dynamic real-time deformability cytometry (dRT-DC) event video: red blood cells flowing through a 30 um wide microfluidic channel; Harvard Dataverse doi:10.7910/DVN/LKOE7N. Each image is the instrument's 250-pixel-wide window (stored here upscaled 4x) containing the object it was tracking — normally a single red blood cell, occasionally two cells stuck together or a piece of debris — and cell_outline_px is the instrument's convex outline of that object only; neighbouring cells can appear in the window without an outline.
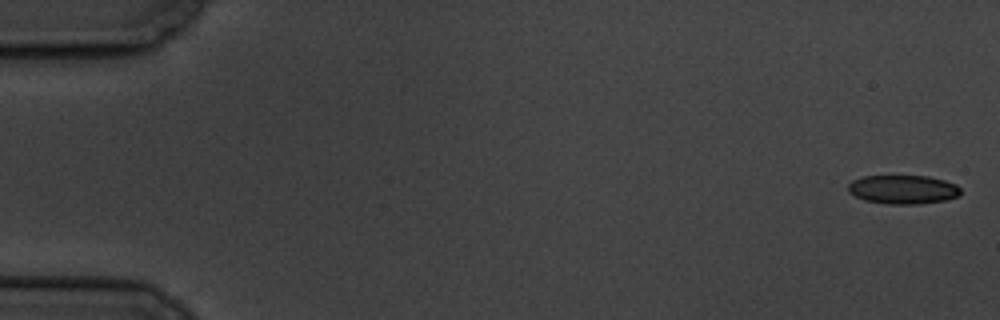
{"species": "common noctule bat (a hibernating species)", "species_latin": "Nyctalus noctula", "temperature_condition": "cold", "stored_images_in_passage": 5, "camera_frame_rate_fps": 3000, "um_per_image_px": 0.085, "animal": {"sex": "male", "body_mass_g": 19.5, "forearm_length_mm": 54.6}, "frame": {"image": 1, "passage_image": 1, "time_ms": 0.0, "image_size_px": [1000, 320], "cell_outline_px": [[960, 196], [944, 200], [916, 204], [888, 204], [864, 200], [848, 192], [848, 184], [852, 180], [864, 176], [928, 176], [944, 180], [956, 184], [960, 188]], "centroid_in_image_um": [76.75, 16.1], "position_along_channel_um": 8.2, "area_um2": 18.9}}
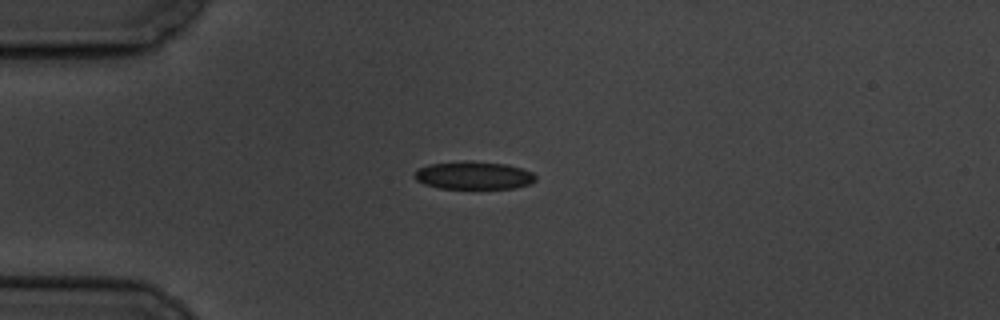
{"frame": {"image": 2, "passage_image": 5, "time_ms": 4.667, "image_size_px": [1000, 320], "cell_outline_px": [[536, 180], [532, 184], [516, 188], [440, 188], [424, 184], [416, 180], [412, 176], [420, 168], [428, 164], [468, 160], [508, 164], [532, 172], [536, 176]], "centroid_in_image_um": [40.28, 14.9], "position_along_channel_um": 44.7, "area_um2": 19.83}}